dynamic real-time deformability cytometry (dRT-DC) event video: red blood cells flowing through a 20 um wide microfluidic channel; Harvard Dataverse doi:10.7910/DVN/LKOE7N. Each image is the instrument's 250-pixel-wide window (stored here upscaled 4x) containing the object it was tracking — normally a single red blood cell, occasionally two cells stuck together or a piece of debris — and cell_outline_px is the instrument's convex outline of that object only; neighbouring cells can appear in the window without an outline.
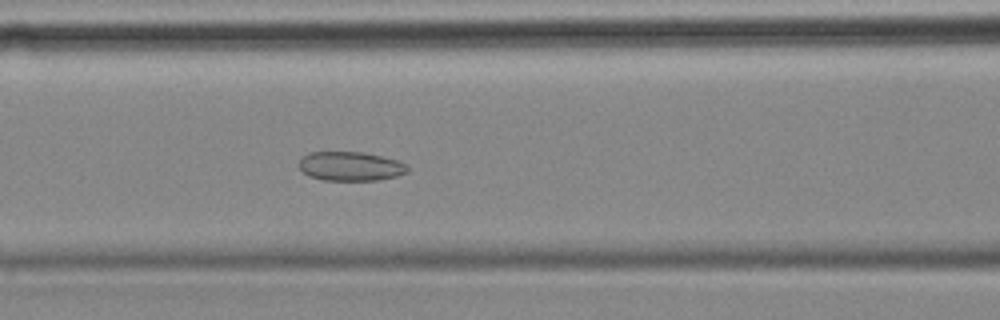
{"species": "common noctule bat (a hibernating species)", "species_latin": "Nyctalus noctula", "temperature_condition": "cold", "stored_images_in_passage": 43, "segment_of_instrument_passage": [1, 2], "camera_frame_rate_fps": 3000, "um_per_image_px": 0.085, "animal": {"sex": "female", "body_mass_g": 18.4}, "frame": {"image": 1, "passage_image": 9, "time_ms": 2.667, "image_size_px": [1000, 320], "cell_outline_px": [[408, 172], [396, 176], [376, 180], [324, 180], [308, 176], [300, 168], [300, 160], [308, 152], [360, 152], [380, 156], [396, 160], [408, 164]], "centroid_in_image_um": [29.8, 14.13], "position_along_channel_um": 136.8, "area_um2": 18.26}}
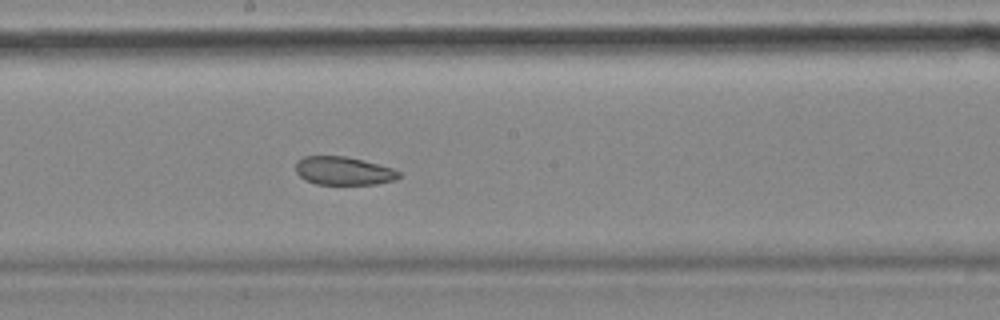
{"frame": {"image": 2, "passage_image": 16, "time_ms": 5.0, "image_size_px": [1000, 320], "cell_outline_px": [[400, 176], [396, 180], [376, 184], [316, 184], [304, 180], [296, 172], [296, 160], [304, 156], [344, 156], [392, 168], [400, 172]], "centroid_in_image_um": [29.16, 14.53], "position_along_channel_um": 219.0, "area_um2": 16.94}}
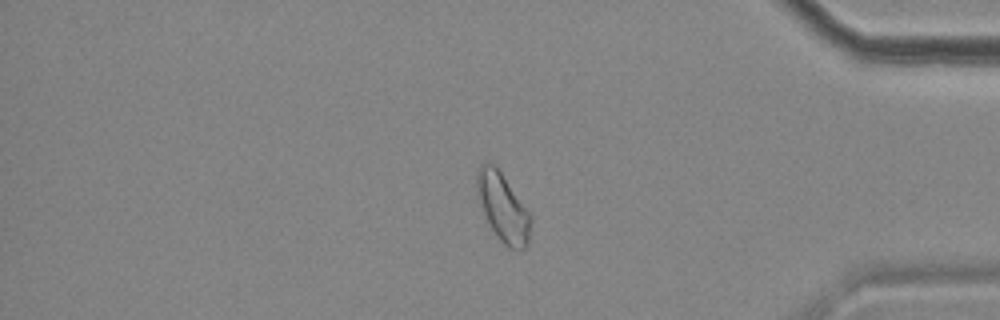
{"frame": {"image": 3, "passage_image": 33, "time_ms": 10.667, "image_size_px": [1000, 320], "cell_outline_px": [[532, 220], [528, 244], [524, 248], [516, 252], [508, 248], [500, 240], [492, 228], [484, 212], [476, 184], [476, 172], [488, 160], [500, 172], [532, 216]], "centroid_in_image_um": [42.79, 17.7], "position_along_channel_um": 392.4, "area_um2": 20.87}}